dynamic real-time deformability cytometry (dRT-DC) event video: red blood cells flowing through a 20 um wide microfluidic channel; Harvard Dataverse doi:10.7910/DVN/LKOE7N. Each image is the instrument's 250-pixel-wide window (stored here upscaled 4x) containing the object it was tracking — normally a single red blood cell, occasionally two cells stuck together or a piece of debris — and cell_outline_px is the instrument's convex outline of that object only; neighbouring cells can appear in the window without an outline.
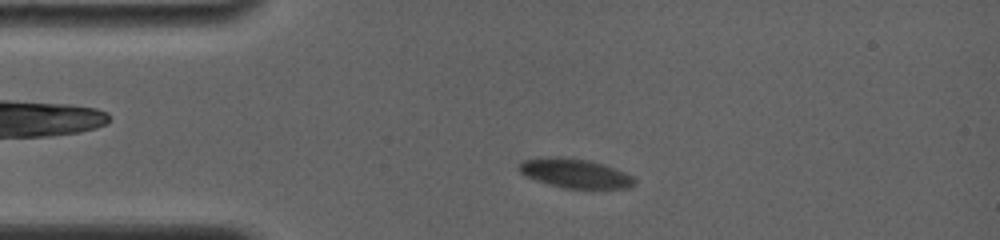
{"species": "common noctule bat (a hibernating species)", "species_latin": "Nyctalus noctula", "temperature_condition": "room temperature", "stored_images_in_passage": 98, "camera_frame_rate_fps": 4000, "um_per_image_px": 0.085, "animal": {"sex": "female", "body_mass_g": 19.0, "forearm_length_mm": 56.7}, "frame": {"image": 1, "passage_image": 14, "time_ms": 2.5, "image_size_px": [1000, 240], "cell_outline_px": [[636, 184], [628, 188], [564, 188], [548, 184], [524, 176], [520, 172], [520, 164], [524, 160], [540, 156], [556, 156], [588, 160], [604, 164], [624, 172], [632, 176], [636, 180]], "centroid_in_image_um": [48.87, 14.72], "position_along_channel_um": 36.1, "area_um2": 19.71}}
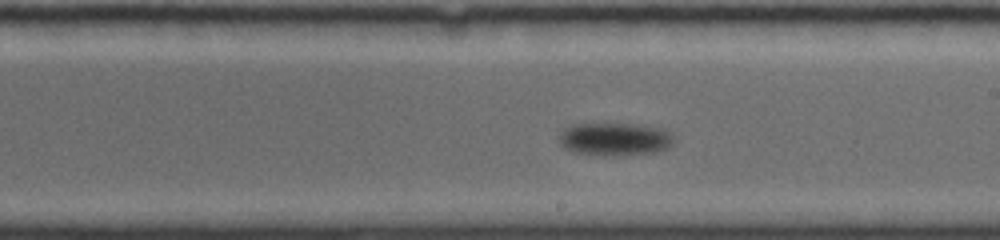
{"frame": {"image": 2, "passage_image": 48, "time_ms": 9.25, "image_size_px": [1000, 240], "cell_outline_px": [[672, 144], [668, 148], [652, 152], [576, 152], [564, 148], [560, 144], [560, 132], [564, 128], [572, 124], [640, 124], [660, 128], [672, 132]], "centroid_in_image_um": [52.26, 11.75], "position_along_channel_um": 236.7, "area_um2": 20.81}}
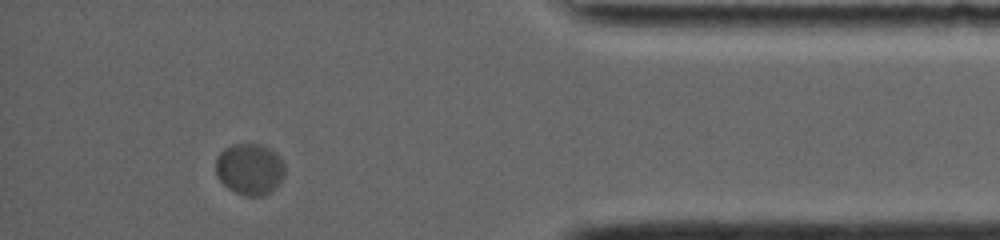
{"frame": {"image": 3, "passage_image": 85, "time_ms": 15.25, "image_size_px": [1000, 240], "cell_outline_px": [[284, 176], [272, 192], [264, 196], [244, 196], [228, 188], [216, 176], [216, 156], [224, 148], [232, 144], [260, 144], [272, 148], [284, 160]], "centroid_in_image_um": [21.24, 14.36], "position_along_channel_um": 414.0, "area_um2": 21.1}}